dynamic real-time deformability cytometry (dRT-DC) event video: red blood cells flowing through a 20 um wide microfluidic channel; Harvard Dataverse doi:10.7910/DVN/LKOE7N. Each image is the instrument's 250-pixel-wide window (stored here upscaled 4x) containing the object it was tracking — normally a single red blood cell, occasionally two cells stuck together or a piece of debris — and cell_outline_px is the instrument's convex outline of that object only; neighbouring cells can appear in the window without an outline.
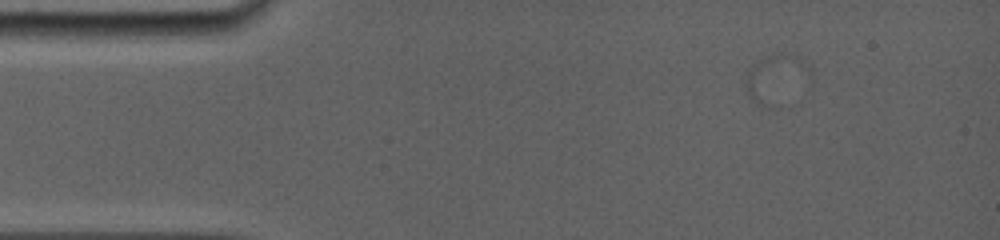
{"species": "common noctule bat (a hibernating species)", "species_latin": "Nyctalus noctula", "temperature_condition": "room temperature", "stored_images_in_passage": 2, "camera_frame_rate_fps": 5000, "um_per_image_px": 0.085, "animal": {"sex": "female", "body_mass_g": 19.0, "forearm_length_mm": 56.7}, "frame": {"image": 1, "passage_image": 1, "time_ms": 0.0, "image_size_px": [1000, 240], "cell_outline_px": [[812, 76], [772, 108], [768, 108], [756, 104], [748, 96], [748, 72], [760, 60], [768, 56], [780, 52], [800, 56], [812, 68]], "centroid_in_image_um": [66.03, 6.65], "position_along_channel_um": 19.0, "area_um2": 17.74}}